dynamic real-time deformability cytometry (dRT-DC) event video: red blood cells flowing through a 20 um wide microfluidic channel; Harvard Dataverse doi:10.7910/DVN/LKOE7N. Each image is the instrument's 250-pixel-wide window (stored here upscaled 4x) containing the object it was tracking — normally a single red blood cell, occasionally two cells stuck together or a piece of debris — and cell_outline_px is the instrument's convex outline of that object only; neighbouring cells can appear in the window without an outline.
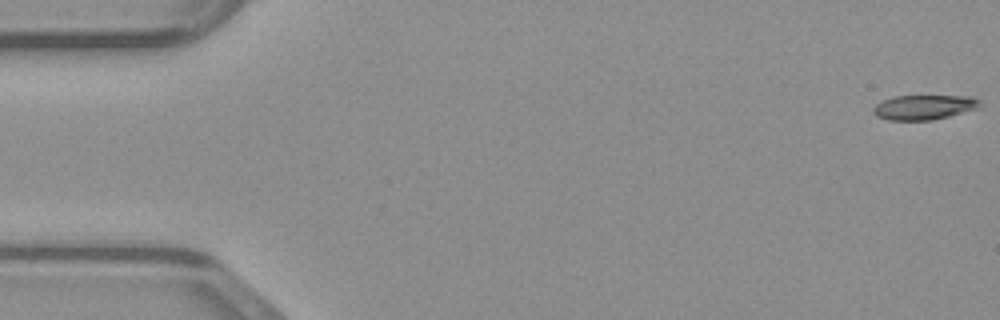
{"species": "common noctule bat (a hibernating species)", "species_latin": "Nyctalus noctula", "temperature_condition": "warm", "stored_images_in_passage": 42, "camera_frame_rate_fps": 3000, "um_per_image_px": 0.085, "animal": {"sex": "male", "body_mass_g": 23.1, "forearm_length_mm": 52.7}, "frame": {"image": 1, "passage_image": 1, "time_ms": 0.0, "image_size_px": [1000, 320], "cell_outline_px": [[980, 108], [932, 120], [888, 120], [876, 116], [872, 112], [872, 108], [876, 104], [892, 96], [968, 96], [980, 100]], "centroid_in_image_um": [78.52, 9.11], "position_along_channel_um": 6.5, "area_um2": 15.37}}
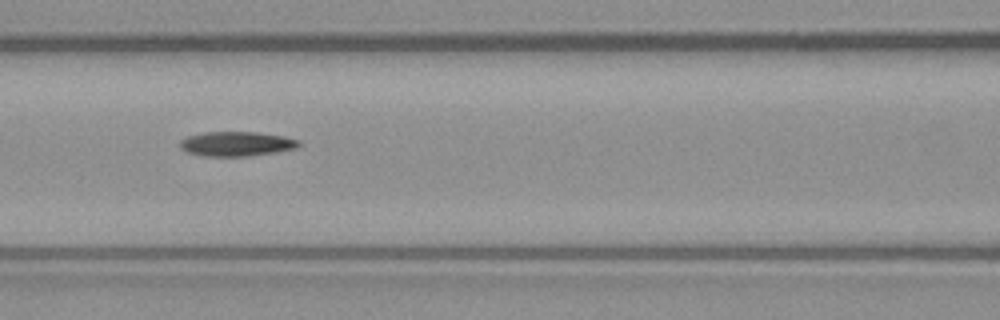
{"frame": {"image": 2, "passage_image": 21, "time_ms": 6.667, "image_size_px": [1000, 320], "cell_outline_px": [[300, 144], [296, 148], [276, 152], [244, 156], [204, 156], [188, 152], [180, 148], [180, 140], [188, 136], [204, 132], [256, 132], [284, 136], [300, 140]], "centroid_in_image_um": [20.1, 12.22], "position_along_channel_um": 146.5, "area_um2": 16.94}}
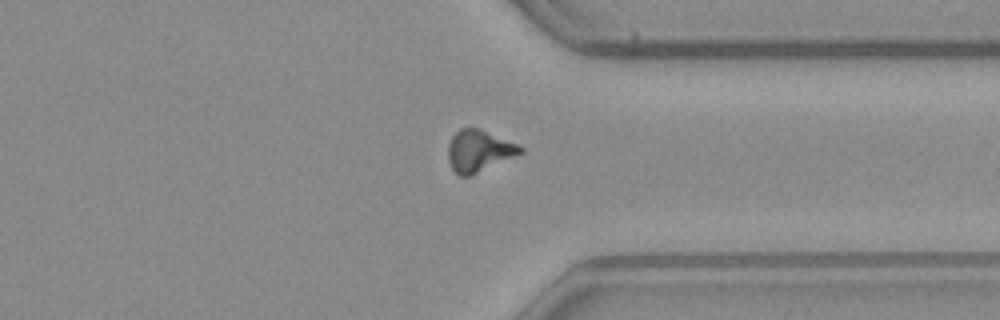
{"frame": {"image": 3, "passage_image": 37, "time_ms": 12.0, "image_size_px": [1000, 320], "cell_outline_px": [[524, 152], [468, 176], [460, 176], [452, 168], [448, 160], [448, 144], [452, 136], [460, 128], [480, 128], [516, 144], [524, 148]], "centroid_in_image_um": [40.68, 12.81], "position_along_channel_um": 370.7, "area_um2": 17.22}}